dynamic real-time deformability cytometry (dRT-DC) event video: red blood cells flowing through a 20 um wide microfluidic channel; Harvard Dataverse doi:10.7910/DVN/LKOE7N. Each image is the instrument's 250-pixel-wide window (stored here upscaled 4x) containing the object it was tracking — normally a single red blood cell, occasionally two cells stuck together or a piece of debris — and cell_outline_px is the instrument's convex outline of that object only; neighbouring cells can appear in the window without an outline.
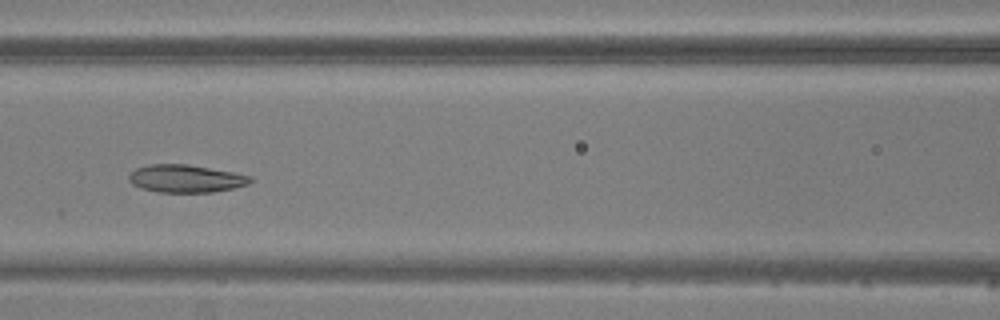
{"species": "common noctule bat (a hibernating species)", "species_latin": "Nyctalus noctula", "temperature_condition": "warm", "stored_images_in_passage": 5, "camera_frame_rate_fps": 3000, "um_per_image_px": 0.085, "animal": {"sex": "male", "body_mass_g": 20.5, "forearm_length_mm": 52.5}, "frame": {"image": 1, "passage_image": 5, "time_ms": 4.667, "image_size_px": [1000, 320], "cell_outline_px": [[252, 180], [248, 184], [232, 188], [212, 192], [156, 192], [140, 188], [132, 184], [128, 180], [128, 176], [136, 168], [148, 164], [188, 164], [232, 172], [252, 176]], "centroid_in_image_um": [15.75, 15.18], "position_along_channel_um": 150.8, "area_um2": 19.59}}